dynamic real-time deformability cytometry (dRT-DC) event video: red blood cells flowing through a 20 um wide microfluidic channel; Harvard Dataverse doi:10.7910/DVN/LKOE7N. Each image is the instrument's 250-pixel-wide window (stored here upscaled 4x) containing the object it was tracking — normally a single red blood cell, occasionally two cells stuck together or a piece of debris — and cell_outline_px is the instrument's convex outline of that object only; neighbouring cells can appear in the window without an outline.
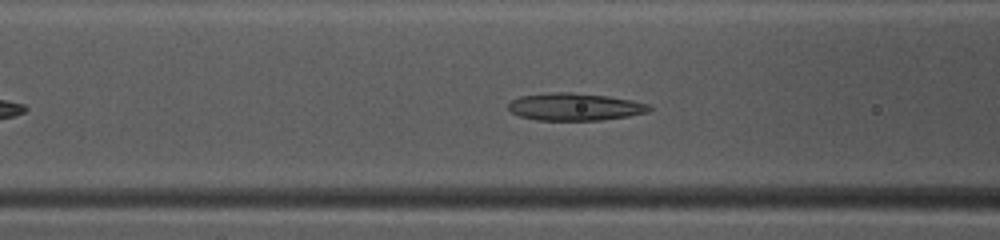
{"species": "common noctule bat (a hibernating species)", "species_latin": "Nyctalus noctula", "temperature_condition": "warm", "stored_images_in_passage": 37, "camera_frame_rate_fps": 3000, "um_per_image_px": 0.085, "animal": {"sex": "female", "body_mass_g": 10.0, "forearm_length_mm": 53.1}, "frame": {"image": 1, "passage_image": 8, "time_ms": 2.333, "image_size_px": [1000, 240], "cell_outline_px": [[652, 108], [648, 112], [628, 116], [600, 120], [536, 120], [520, 116], [512, 112], [508, 108], [508, 104], [512, 100], [520, 96], [552, 92], [572, 92], [608, 96], [632, 100], [648, 104]], "centroid_in_image_um": [48.86, 9.07], "position_along_channel_um": 117.7, "area_um2": 22.48}}
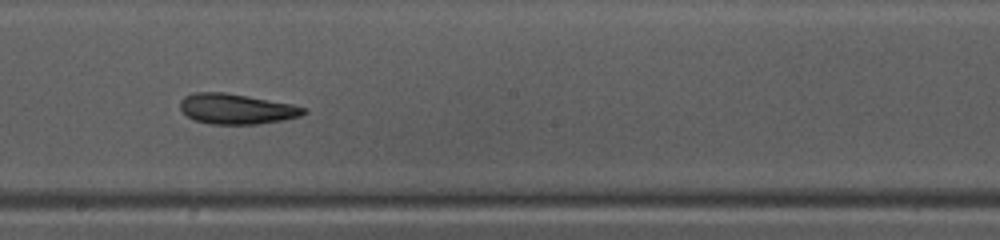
{"frame": {"image": 2, "passage_image": 16, "time_ms": 5.0, "image_size_px": [1000, 240], "cell_outline_px": [[308, 112], [300, 116], [284, 120], [256, 124], [212, 124], [196, 120], [188, 116], [180, 108], [180, 100], [184, 96], [192, 92], [224, 92], [248, 96], [292, 104], [308, 108]], "centroid_in_image_um": [20.12, 9.25], "position_along_channel_um": 228.1, "area_um2": 21.85}}
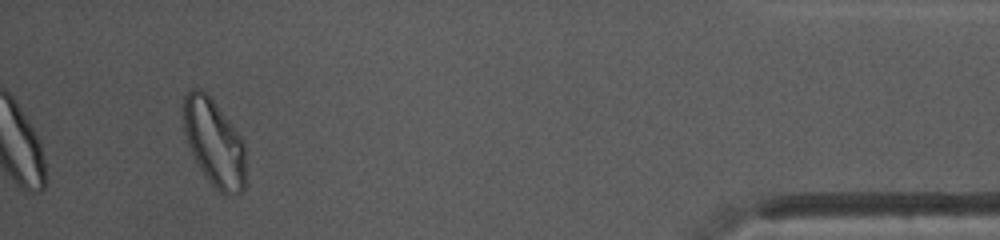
{"frame": {"image": 3, "passage_image": 34, "time_ms": 11.0, "image_size_px": [1000, 240], "cell_outline_px": [[244, 188], [236, 196], [228, 196], [220, 192], [208, 180], [200, 168], [188, 144], [184, 132], [184, 96], [192, 88], [200, 88], [212, 100], [228, 120], [240, 136], [244, 144]], "centroid_in_image_um": [18.2, 12.16], "position_along_channel_um": 417.0, "area_um2": 30.92}, "authors_computed_cell_mechanics": {"area_um2": 22.9466, "velocity_mm_per_s": 4.1375, "shape_relaxation_time_tau1_ms": 6.8008, "shape_relaxation_time_tau2_ms": 4.5441, "deformation_change_tau1": 0.167, "deformation_change_tau2": 0.1082}}